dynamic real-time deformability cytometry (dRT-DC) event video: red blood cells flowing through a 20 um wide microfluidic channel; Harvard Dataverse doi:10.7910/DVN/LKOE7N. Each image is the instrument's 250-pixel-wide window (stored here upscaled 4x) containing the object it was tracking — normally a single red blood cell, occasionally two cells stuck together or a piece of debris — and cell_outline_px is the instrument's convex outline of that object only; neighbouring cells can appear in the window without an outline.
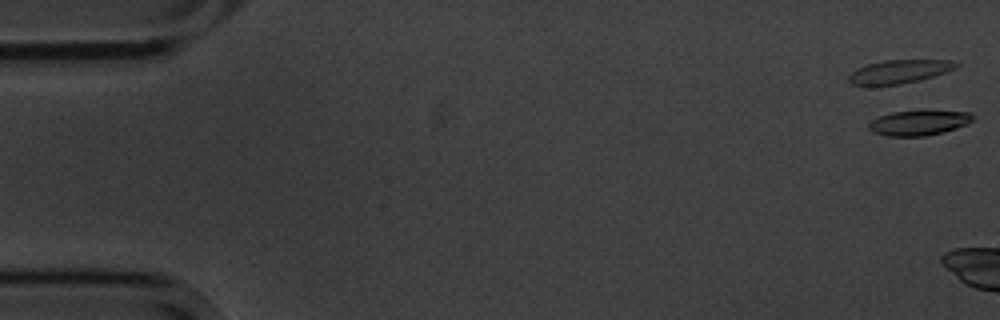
{"species": "common noctule bat (a hibernating species)", "species_latin": "Nyctalus noctula", "temperature_condition": "cold", "stored_images_in_passage": 4, "camera_frame_rate_fps": 3000, "um_per_image_px": 0.085, "animal": {"sex": "male", "body_mass_g": 20.1, "forearm_length_mm": 53.5}, "frame": {"image": 1, "passage_image": 1, "time_ms": 0.0, "image_size_px": [1000, 320], "cell_outline_px": [[972, 120], [968, 124], [944, 132], [924, 136], [888, 136], [872, 132], [868, 128], [868, 124], [872, 120], [880, 116], [892, 112], [924, 108], [928, 108], [972, 112]], "centroid_in_image_um": [78.14, 10.39], "position_along_channel_um": 6.9, "area_um2": 15.95}}